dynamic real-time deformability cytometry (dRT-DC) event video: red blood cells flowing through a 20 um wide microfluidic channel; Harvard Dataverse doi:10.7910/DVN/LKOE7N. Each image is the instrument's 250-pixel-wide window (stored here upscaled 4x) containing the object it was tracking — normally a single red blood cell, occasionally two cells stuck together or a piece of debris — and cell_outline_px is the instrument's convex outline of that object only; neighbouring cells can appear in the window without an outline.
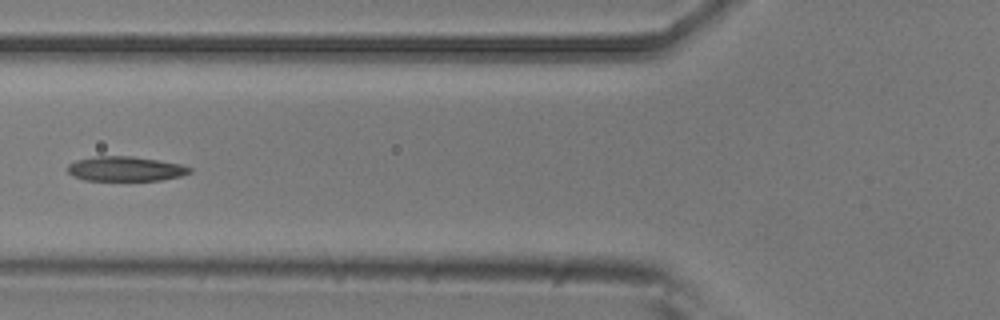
{"species": "common noctule bat (a hibernating species)", "species_latin": "Nyctalus noctula", "temperature_condition": "room temperature", "stored_images_in_passage": 6, "camera_frame_rate_fps": 3000, "um_per_image_px": 0.085, "animal": {"sex": "male", "body_mass_g": 20.5, "forearm_length_mm": 52.5}, "frame": {"image": 1, "passage_image": 6, "time_ms": 1.667, "image_size_px": [1000, 320], "cell_outline_px": [[192, 172], [180, 176], [160, 180], [84, 180], [72, 176], [68, 172], [68, 164], [76, 160], [96, 156], [132, 156], [180, 164], [192, 168]], "centroid_in_image_um": [10.64, 14.35], "position_along_channel_um": 115.2, "area_um2": 17.46}}